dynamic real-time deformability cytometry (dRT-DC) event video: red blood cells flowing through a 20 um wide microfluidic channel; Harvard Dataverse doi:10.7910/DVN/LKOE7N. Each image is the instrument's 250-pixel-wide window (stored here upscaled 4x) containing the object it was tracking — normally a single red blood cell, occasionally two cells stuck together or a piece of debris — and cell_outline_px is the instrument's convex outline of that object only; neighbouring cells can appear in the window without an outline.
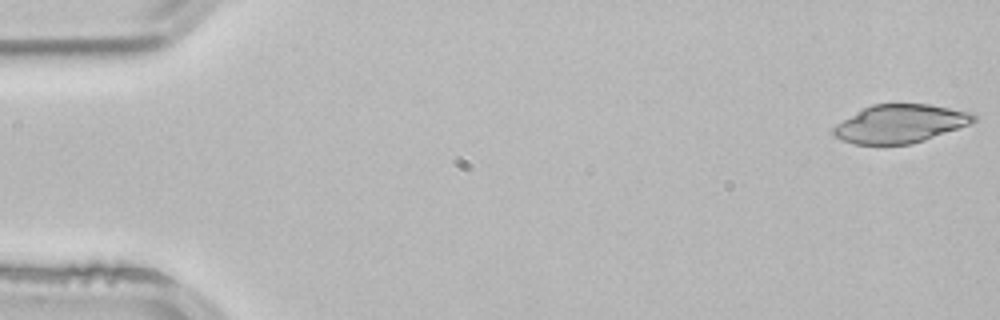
{"species": "common noctule bat (a hibernating species)", "species_latin": "Nyctalus noctula", "temperature_condition": "room temperature", "stored_images_in_passage": 4, "camera_frame_rate_fps": 3000, "um_per_image_px": 0.085, "animal": {"sex": "male", "body_mass_g": 21.5, "forearm_length_mm": 52.0}, "frame": {"image": 1, "passage_image": 1, "time_ms": 0.0, "image_size_px": [1000, 320], "cell_outline_px": [[976, 120], [972, 124], [912, 144], [852, 144], [840, 140], [832, 132], [832, 128], [836, 124], [864, 108], [872, 104], [928, 104], [972, 112], [976, 116]], "centroid_in_image_um": [76.54, 10.52], "position_along_channel_um": 8.5, "area_um2": 31.27}}